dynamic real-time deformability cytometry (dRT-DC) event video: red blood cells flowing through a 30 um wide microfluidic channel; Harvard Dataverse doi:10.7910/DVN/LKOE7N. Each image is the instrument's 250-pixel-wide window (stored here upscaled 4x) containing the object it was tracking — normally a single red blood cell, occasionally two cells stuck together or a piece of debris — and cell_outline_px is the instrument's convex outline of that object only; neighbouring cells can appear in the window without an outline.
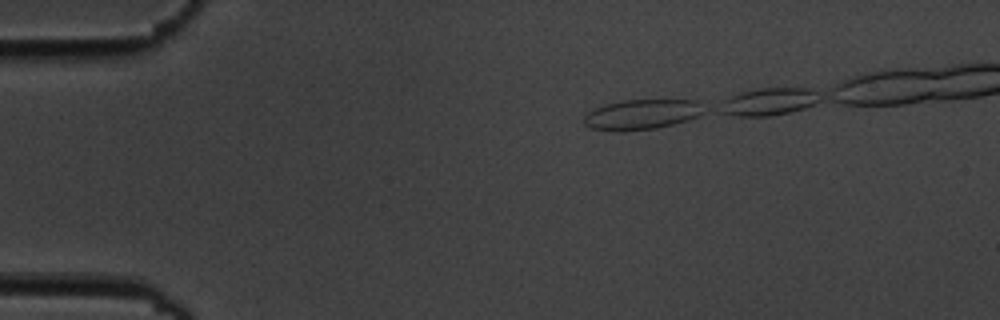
{"species": "common noctule bat (a hibernating species)", "species_latin": "Nyctalus noctula", "temperature_condition": "cold", "stored_images_in_passage": 4, "camera_frame_rate_fps": 3000, "um_per_image_px": 0.085, "animal": {"sex": "male", "body_mass_g": 19.5, "forearm_length_mm": 54.6}, "frame": {"image": 1, "passage_image": 1, "time_ms": 0.0, "image_size_px": [1000, 320], "cell_outline_px": [[704, 112], [688, 120], [656, 128], [592, 128], [584, 124], [584, 116], [592, 108], [604, 104], [624, 100], [696, 100]], "centroid_in_image_um": [54.55, 9.67], "position_along_channel_um": 30.4, "area_um2": 20.0}}